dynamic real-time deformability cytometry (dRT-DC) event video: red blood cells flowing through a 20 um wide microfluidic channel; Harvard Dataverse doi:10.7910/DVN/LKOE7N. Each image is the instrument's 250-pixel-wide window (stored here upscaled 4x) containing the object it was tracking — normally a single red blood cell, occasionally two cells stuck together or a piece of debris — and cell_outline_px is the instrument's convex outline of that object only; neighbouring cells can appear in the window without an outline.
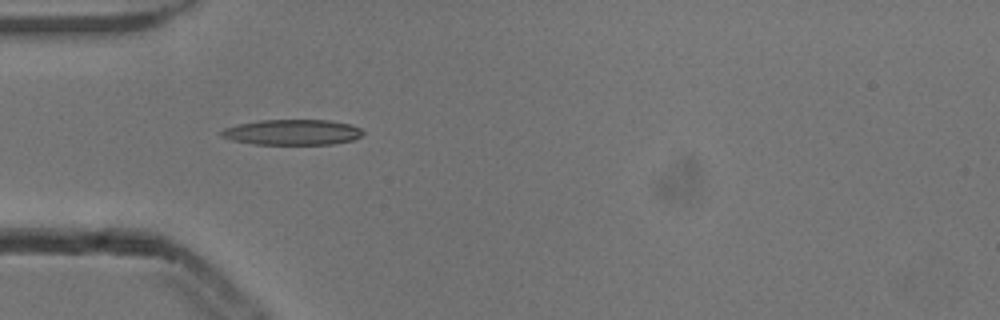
{"species": "common noctule bat (a hibernating species)", "species_latin": "Nyctalus noctula", "temperature_condition": "cold", "stored_images_in_passage": 38, "camera_frame_rate_fps": 3000, "um_per_image_px": 0.085, "animal": {"sex": "male", "body_mass_g": 13.3}, "frame": {"image": 1, "passage_image": 1, "time_ms": 0.0, "image_size_px": [1000, 320], "cell_outline_px": [[364, 132], [360, 136], [352, 140], [332, 144], [256, 144], [232, 140], [220, 136], [220, 132], [224, 128], [240, 124], [260, 120], [328, 120], [352, 124], [360, 128]], "centroid_in_image_um": [24.86, 11.23], "position_along_channel_um": 60.1, "area_um2": 20.92}}
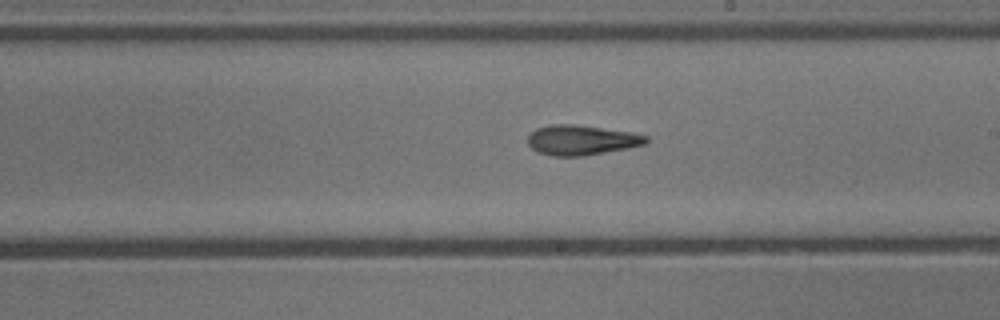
{"frame": {"image": 2, "passage_image": 15, "time_ms": 4.667, "image_size_px": [1000, 320], "cell_outline_px": [[648, 140], [644, 144], [628, 148], [584, 156], [552, 156], [536, 152], [528, 144], [528, 136], [536, 128], [552, 124], [572, 124], [632, 132], [648, 136]], "centroid_in_image_um": [49.4, 11.91], "position_along_channel_um": 239.6, "area_um2": 20.63}}
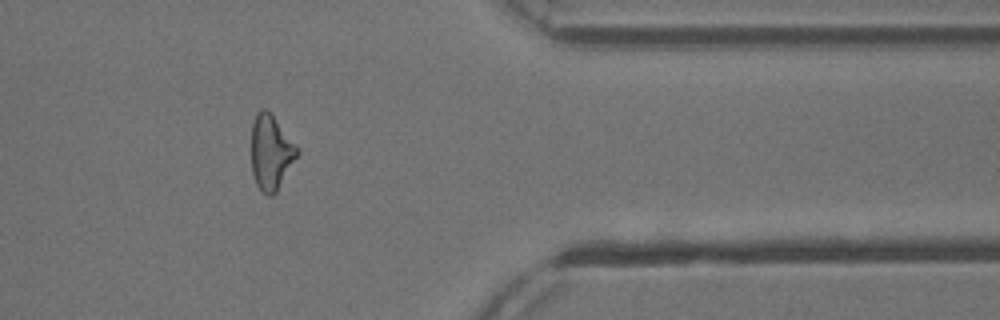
{"frame": {"image": 3, "passage_image": 28, "time_ms": 9.0, "image_size_px": [1000, 320], "cell_outline_px": [[300, 152], [276, 192], [272, 196], [268, 196], [256, 184], [252, 172], [252, 124], [256, 112], [260, 108], [264, 108], [272, 112]], "centroid_in_image_um": [23.02, 12.91], "position_along_channel_um": 388.4, "area_um2": 19.94}, "authors_computed_cell_mechanics": {"area_um2": 20.3745, "velocity_mm_per_s": 3.8787, "shape_relaxation_time_tau1_ms": 5.0032, "shape_relaxation_time_tau2_ms": 1.9151, "deformation_change_tau1": 0.1703, "deformation_change_tau2": 0.1133}}